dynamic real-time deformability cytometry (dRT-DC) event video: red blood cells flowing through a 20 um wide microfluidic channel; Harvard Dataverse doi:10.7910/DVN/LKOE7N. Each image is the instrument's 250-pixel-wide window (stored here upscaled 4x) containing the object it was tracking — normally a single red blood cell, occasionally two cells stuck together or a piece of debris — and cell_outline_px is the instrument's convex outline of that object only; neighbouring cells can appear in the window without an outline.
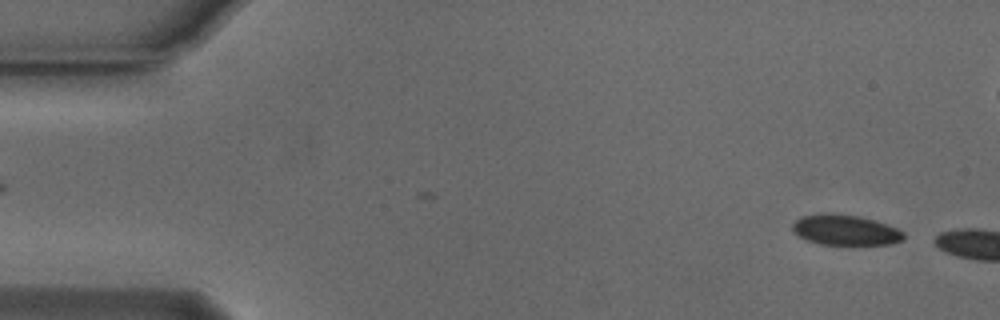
{"species": "Egyptian fruit bat (a non-hibernating species)", "species_latin": "Rousettus aegyptiacus", "temperature_condition": "cold", "stored_images_in_passage": 10, "camera_frame_rate_fps": 3000, "um_per_image_px": 0.085, "animal": {"sex": "male"}, "frame": {"image": 1, "passage_image": 2, "time_ms": 0.333, "image_size_px": [1000, 320], "cell_outline_px": [[904, 240], [892, 244], [820, 244], [796, 236], [792, 232], [792, 224], [800, 216], [820, 212], [828, 212], [860, 216], [896, 228], [904, 232]], "centroid_in_image_um": [71.79, 19.53], "position_along_channel_um": 13.2, "area_um2": 19.88}}